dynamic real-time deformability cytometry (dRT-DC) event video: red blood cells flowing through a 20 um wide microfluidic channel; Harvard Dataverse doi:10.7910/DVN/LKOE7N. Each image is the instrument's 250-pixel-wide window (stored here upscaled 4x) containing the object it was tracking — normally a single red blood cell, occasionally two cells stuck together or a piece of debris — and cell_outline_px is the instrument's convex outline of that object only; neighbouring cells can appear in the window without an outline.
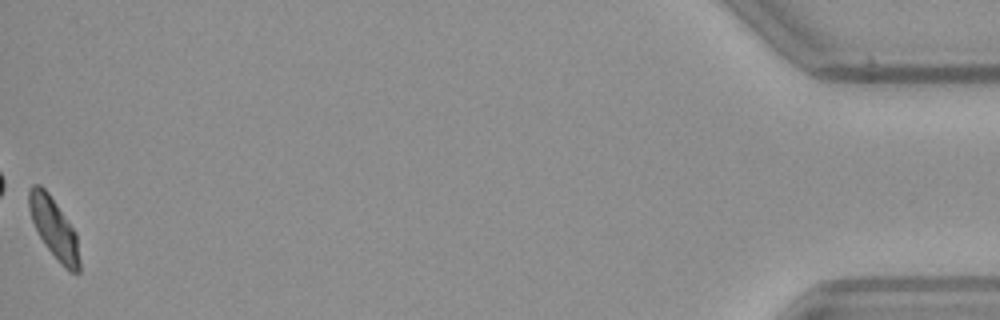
{"species": "common noctule bat (a hibernating species)", "species_latin": "Nyctalus noctula", "temperature_condition": "warm", "stored_images_in_passage": 42, "camera_frame_rate_fps": 3000, "um_per_image_px": 0.085, "animal": {"sex": "female", "body_mass_g": 21.9}, "frame": {"image": 1, "passage_image": 42, "time_ms": 13.667, "image_size_px": [1000, 320], "cell_outline_px": [[80, 272], [68, 272], [60, 264], [44, 244], [32, 220], [28, 208], [28, 192], [32, 184], [40, 184], [48, 192], [76, 232], [80, 264]], "centroid_in_image_um": [4.59, 19.4], "position_along_channel_um": 430.6, "area_um2": 17.74}, "authors_computed_cell_mechanics": {"area_um2": 18.7272, "velocity_mm_per_s": 3.97, "shape_relaxation_time_tau1_ms": 4.4225, "shape_relaxation_time_tau2_ms": 7.1405, "deformation_change_tau1": 0.1436, "deformation_change_tau2": 0.1024}}